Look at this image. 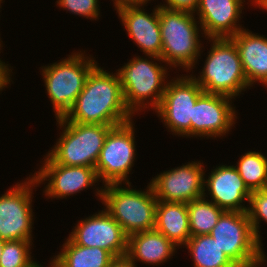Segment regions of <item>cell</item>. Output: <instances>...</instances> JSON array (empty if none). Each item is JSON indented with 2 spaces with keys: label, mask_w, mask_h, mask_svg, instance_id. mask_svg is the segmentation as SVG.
Segmentation results:
<instances>
[{
  "label": "cell",
  "mask_w": 267,
  "mask_h": 267,
  "mask_svg": "<svg viewBox=\"0 0 267 267\" xmlns=\"http://www.w3.org/2000/svg\"><path fill=\"white\" fill-rule=\"evenodd\" d=\"M56 5L69 13L97 21L100 14L99 0H57Z\"/></svg>",
  "instance_id": "83f0119b"
},
{
  "label": "cell",
  "mask_w": 267,
  "mask_h": 267,
  "mask_svg": "<svg viewBox=\"0 0 267 267\" xmlns=\"http://www.w3.org/2000/svg\"><path fill=\"white\" fill-rule=\"evenodd\" d=\"M38 185L29 175L0 195V239L4 241H33V194ZM33 225V226H32Z\"/></svg>",
  "instance_id": "8fae6325"
},
{
  "label": "cell",
  "mask_w": 267,
  "mask_h": 267,
  "mask_svg": "<svg viewBox=\"0 0 267 267\" xmlns=\"http://www.w3.org/2000/svg\"><path fill=\"white\" fill-rule=\"evenodd\" d=\"M33 242L24 240L5 241L0 259V267H31Z\"/></svg>",
  "instance_id": "484cf974"
},
{
  "label": "cell",
  "mask_w": 267,
  "mask_h": 267,
  "mask_svg": "<svg viewBox=\"0 0 267 267\" xmlns=\"http://www.w3.org/2000/svg\"><path fill=\"white\" fill-rule=\"evenodd\" d=\"M210 235L237 267H265L267 255L247 212L224 211Z\"/></svg>",
  "instance_id": "ba28073f"
},
{
  "label": "cell",
  "mask_w": 267,
  "mask_h": 267,
  "mask_svg": "<svg viewBox=\"0 0 267 267\" xmlns=\"http://www.w3.org/2000/svg\"><path fill=\"white\" fill-rule=\"evenodd\" d=\"M247 213L255 236L262 243L260 223H267V189L251 192Z\"/></svg>",
  "instance_id": "4316f807"
},
{
  "label": "cell",
  "mask_w": 267,
  "mask_h": 267,
  "mask_svg": "<svg viewBox=\"0 0 267 267\" xmlns=\"http://www.w3.org/2000/svg\"><path fill=\"white\" fill-rule=\"evenodd\" d=\"M159 24L162 39L160 58L171 70L179 67L184 72H193L204 51L200 37L205 38L196 15L159 6Z\"/></svg>",
  "instance_id": "7a4b0ae2"
},
{
  "label": "cell",
  "mask_w": 267,
  "mask_h": 267,
  "mask_svg": "<svg viewBox=\"0 0 267 267\" xmlns=\"http://www.w3.org/2000/svg\"><path fill=\"white\" fill-rule=\"evenodd\" d=\"M133 116L126 107L118 74L104 70L98 63L63 118L69 122L118 126L131 121Z\"/></svg>",
  "instance_id": "6da1fadb"
},
{
  "label": "cell",
  "mask_w": 267,
  "mask_h": 267,
  "mask_svg": "<svg viewBox=\"0 0 267 267\" xmlns=\"http://www.w3.org/2000/svg\"><path fill=\"white\" fill-rule=\"evenodd\" d=\"M213 168L209 175L204 174L203 197H207V200L224 211L247 212L251 192L245 186L235 165L220 164ZM246 202L248 205L245 206Z\"/></svg>",
  "instance_id": "2e32d148"
},
{
  "label": "cell",
  "mask_w": 267,
  "mask_h": 267,
  "mask_svg": "<svg viewBox=\"0 0 267 267\" xmlns=\"http://www.w3.org/2000/svg\"><path fill=\"white\" fill-rule=\"evenodd\" d=\"M109 267H137L127 256L116 257Z\"/></svg>",
  "instance_id": "4dcf8cb0"
},
{
  "label": "cell",
  "mask_w": 267,
  "mask_h": 267,
  "mask_svg": "<svg viewBox=\"0 0 267 267\" xmlns=\"http://www.w3.org/2000/svg\"><path fill=\"white\" fill-rule=\"evenodd\" d=\"M246 0H199L197 15L205 38H230L243 29Z\"/></svg>",
  "instance_id": "ac0fdd59"
},
{
  "label": "cell",
  "mask_w": 267,
  "mask_h": 267,
  "mask_svg": "<svg viewBox=\"0 0 267 267\" xmlns=\"http://www.w3.org/2000/svg\"><path fill=\"white\" fill-rule=\"evenodd\" d=\"M157 202L150 182L143 191L133 188L131 183L108 184L102 189L104 209L128 237L155 228Z\"/></svg>",
  "instance_id": "8992f818"
},
{
  "label": "cell",
  "mask_w": 267,
  "mask_h": 267,
  "mask_svg": "<svg viewBox=\"0 0 267 267\" xmlns=\"http://www.w3.org/2000/svg\"><path fill=\"white\" fill-rule=\"evenodd\" d=\"M3 2H5V1L0 0V9L2 8V7H1V4H2ZM0 12H1V10H0ZM0 36H1V34H0ZM2 43H3V41L1 40V37H0V47H3V46H4V44L2 45Z\"/></svg>",
  "instance_id": "d590c367"
},
{
  "label": "cell",
  "mask_w": 267,
  "mask_h": 267,
  "mask_svg": "<svg viewBox=\"0 0 267 267\" xmlns=\"http://www.w3.org/2000/svg\"><path fill=\"white\" fill-rule=\"evenodd\" d=\"M60 251L53 258L61 267H109L115 257L99 247H83L65 238Z\"/></svg>",
  "instance_id": "7402d4cb"
},
{
  "label": "cell",
  "mask_w": 267,
  "mask_h": 267,
  "mask_svg": "<svg viewBox=\"0 0 267 267\" xmlns=\"http://www.w3.org/2000/svg\"><path fill=\"white\" fill-rule=\"evenodd\" d=\"M167 82L159 106L153 111L168 132L191 138V118L197 99L204 93L190 73L176 74Z\"/></svg>",
  "instance_id": "30bf717a"
},
{
  "label": "cell",
  "mask_w": 267,
  "mask_h": 267,
  "mask_svg": "<svg viewBox=\"0 0 267 267\" xmlns=\"http://www.w3.org/2000/svg\"><path fill=\"white\" fill-rule=\"evenodd\" d=\"M203 163L201 161L187 162L152 177L150 184L156 199L187 204L203 197L206 172Z\"/></svg>",
  "instance_id": "9a60e30c"
},
{
  "label": "cell",
  "mask_w": 267,
  "mask_h": 267,
  "mask_svg": "<svg viewBox=\"0 0 267 267\" xmlns=\"http://www.w3.org/2000/svg\"><path fill=\"white\" fill-rule=\"evenodd\" d=\"M40 161L39 171L31 174L37 181L38 185H45L43 195L47 199H67L70 196L81 193L80 191L88 190L90 187L95 189L96 197L99 201L102 199L101 187H96L100 182L93 167L88 166H64L55 163L47 154ZM48 181V182H47ZM97 183V184H96ZM95 186V187H94Z\"/></svg>",
  "instance_id": "7c38bea8"
},
{
  "label": "cell",
  "mask_w": 267,
  "mask_h": 267,
  "mask_svg": "<svg viewBox=\"0 0 267 267\" xmlns=\"http://www.w3.org/2000/svg\"><path fill=\"white\" fill-rule=\"evenodd\" d=\"M230 39L238 49L248 84L267 87V37L244 27Z\"/></svg>",
  "instance_id": "d6986e66"
},
{
  "label": "cell",
  "mask_w": 267,
  "mask_h": 267,
  "mask_svg": "<svg viewBox=\"0 0 267 267\" xmlns=\"http://www.w3.org/2000/svg\"><path fill=\"white\" fill-rule=\"evenodd\" d=\"M60 131L53 148L47 155L64 166H88L95 168L100 151L112 125L85 124L56 119Z\"/></svg>",
  "instance_id": "52a82bcc"
},
{
  "label": "cell",
  "mask_w": 267,
  "mask_h": 267,
  "mask_svg": "<svg viewBox=\"0 0 267 267\" xmlns=\"http://www.w3.org/2000/svg\"><path fill=\"white\" fill-rule=\"evenodd\" d=\"M176 247L165 235L153 229L130 235L126 256L135 265L140 262L159 266L175 256L180 249Z\"/></svg>",
  "instance_id": "ffe728a7"
},
{
  "label": "cell",
  "mask_w": 267,
  "mask_h": 267,
  "mask_svg": "<svg viewBox=\"0 0 267 267\" xmlns=\"http://www.w3.org/2000/svg\"><path fill=\"white\" fill-rule=\"evenodd\" d=\"M162 2L158 5L166 9L185 11L189 13H195L199 5V0H162Z\"/></svg>",
  "instance_id": "f1b7e54d"
},
{
  "label": "cell",
  "mask_w": 267,
  "mask_h": 267,
  "mask_svg": "<svg viewBox=\"0 0 267 267\" xmlns=\"http://www.w3.org/2000/svg\"><path fill=\"white\" fill-rule=\"evenodd\" d=\"M69 238L83 247H99L115 258L127 255L128 236L118 222L105 210L78 220Z\"/></svg>",
  "instance_id": "5bb4252c"
},
{
  "label": "cell",
  "mask_w": 267,
  "mask_h": 267,
  "mask_svg": "<svg viewBox=\"0 0 267 267\" xmlns=\"http://www.w3.org/2000/svg\"><path fill=\"white\" fill-rule=\"evenodd\" d=\"M97 64L95 57L78 50L59 62L39 67L55 119L64 117L73 107L88 74Z\"/></svg>",
  "instance_id": "5b68a950"
},
{
  "label": "cell",
  "mask_w": 267,
  "mask_h": 267,
  "mask_svg": "<svg viewBox=\"0 0 267 267\" xmlns=\"http://www.w3.org/2000/svg\"><path fill=\"white\" fill-rule=\"evenodd\" d=\"M146 4L124 5L116 8V13L128 37L145 55L161 57L162 39L159 24V5L151 13L146 12Z\"/></svg>",
  "instance_id": "e0dca14e"
},
{
  "label": "cell",
  "mask_w": 267,
  "mask_h": 267,
  "mask_svg": "<svg viewBox=\"0 0 267 267\" xmlns=\"http://www.w3.org/2000/svg\"><path fill=\"white\" fill-rule=\"evenodd\" d=\"M134 56L117 69L116 73L120 80L126 107L134 116L136 113L139 116L140 112L146 108L147 111L150 109L154 111L159 106L169 80L170 69L159 57Z\"/></svg>",
  "instance_id": "3957f363"
},
{
  "label": "cell",
  "mask_w": 267,
  "mask_h": 267,
  "mask_svg": "<svg viewBox=\"0 0 267 267\" xmlns=\"http://www.w3.org/2000/svg\"><path fill=\"white\" fill-rule=\"evenodd\" d=\"M154 229L165 235L177 248H184L191 237L187 204L158 200Z\"/></svg>",
  "instance_id": "44dd1931"
},
{
  "label": "cell",
  "mask_w": 267,
  "mask_h": 267,
  "mask_svg": "<svg viewBox=\"0 0 267 267\" xmlns=\"http://www.w3.org/2000/svg\"><path fill=\"white\" fill-rule=\"evenodd\" d=\"M234 165L250 192L267 189V156L261 150L247 151Z\"/></svg>",
  "instance_id": "cb8c5ba5"
},
{
  "label": "cell",
  "mask_w": 267,
  "mask_h": 267,
  "mask_svg": "<svg viewBox=\"0 0 267 267\" xmlns=\"http://www.w3.org/2000/svg\"><path fill=\"white\" fill-rule=\"evenodd\" d=\"M187 209L191 237L210 234L224 212L223 209L204 197L188 202Z\"/></svg>",
  "instance_id": "d4e9b609"
},
{
  "label": "cell",
  "mask_w": 267,
  "mask_h": 267,
  "mask_svg": "<svg viewBox=\"0 0 267 267\" xmlns=\"http://www.w3.org/2000/svg\"><path fill=\"white\" fill-rule=\"evenodd\" d=\"M210 49L199 75H190L205 93L240 97L251 89L245 77L238 49L230 38H206Z\"/></svg>",
  "instance_id": "277c9868"
},
{
  "label": "cell",
  "mask_w": 267,
  "mask_h": 267,
  "mask_svg": "<svg viewBox=\"0 0 267 267\" xmlns=\"http://www.w3.org/2000/svg\"><path fill=\"white\" fill-rule=\"evenodd\" d=\"M4 243H5V241L0 239V259H1V254L3 252Z\"/></svg>",
  "instance_id": "e575fe53"
},
{
  "label": "cell",
  "mask_w": 267,
  "mask_h": 267,
  "mask_svg": "<svg viewBox=\"0 0 267 267\" xmlns=\"http://www.w3.org/2000/svg\"><path fill=\"white\" fill-rule=\"evenodd\" d=\"M194 267H237L210 235H196L184 245Z\"/></svg>",
  "instance_id": "603a6c76"
},
{
  "label": "cell",
  "mask_w": 267,
  "mask_h": 267,
  "mask_svg": "<svg viewBox=\"0 0 267 267\" xmlns=\"http://www.w3.org/2000/svg\"><path fill=\"white\" fill-rule=\"evenodd\" d=\"M133 120L114 126L108 132L95 165L102 186L131 183L129 174H133L132 168L137 159L136 129Z\"/></svg>",
  "instance_id": "9c48e42d"
},
{
  "label": "cell",
  "mask_w": 267,
  "mask_h": 267,
  "mask_svg": "<svg viewBox=\"0 0 267 267\" xmlns=\"http://www.w3.org/2000/svg\"><path fill=\"white\" fill-rule=\"evenodd\" d=\"M50 263H49V266H46V267H61L60 265H59V263L52 257L51 259H50V261H49ZM31 267H43V265H41L40 263H39V261L37 262H35ZM45 267V266H44Z\"/></svg>",
  "instance_id": "836d02e7"
},
{
  "label": "cell",
  "mask_w": 267,
  "mask_h": 267,
  "mask_svg": "<svg viewBox=\"0 0 267 267\" xmlns=\"http://www.w3.org/2000/svg\"><path fill=\"white\" fill-rule=\"evenodd\" d=\"M149 1L151 3L152 0H112L114 9L124 5L147 4Z\"/></svg>",
  "instance_id": "1f68e13d"
},
{
  "label": "cell",
  "mask_w": 267,
  "mask_h": 267,
  "mask_svg": "<svg viewBox=\"0 0 267 267\" xmlns=\"http://www.w3.org/2000/svg\"><path fill=\"white\" fill-rule=\"evenodd\" d=\"M10 67V68H9ZM12 69L10 64L5 63L0 58V92L2 93L5 88H8L9 85H11L12 80ZM0 93V94H1Z\"/></svg>",
  "instance_id": "f546056e"
},
{
  "label": "cell",
  "mask_w": 267,
  "mask_h": 267,
  "mask_svg": "<svg viewBox=\"0 0 267 267\" xmlns=\"http://www.w3.org/2000/svg\"><path fill=\"white\" fill-rule=\"evenodd\" d=\"M251 2V6H255V8H261L262 10L267 11V0H249L247 4Z\"/></svg>",
  "instance_id": "d6a6232c"
},
{
  "label": "cell",
  "mask_w": 267,
  "mask_h": 267,
  "mask_svg": "<svg viewBox=\"0 0 267 267\" xmlns=\"http://www.w3.org/2000/svg\"><path fill=\"white\" fill-rule=\"evenodd\" d=\"M234 98L213 93H203L193 107L191 137L216 139L226 137L237 123Z\"/></svg>",
  "instance_id": "4fadbf2b"
}]
</instances>
